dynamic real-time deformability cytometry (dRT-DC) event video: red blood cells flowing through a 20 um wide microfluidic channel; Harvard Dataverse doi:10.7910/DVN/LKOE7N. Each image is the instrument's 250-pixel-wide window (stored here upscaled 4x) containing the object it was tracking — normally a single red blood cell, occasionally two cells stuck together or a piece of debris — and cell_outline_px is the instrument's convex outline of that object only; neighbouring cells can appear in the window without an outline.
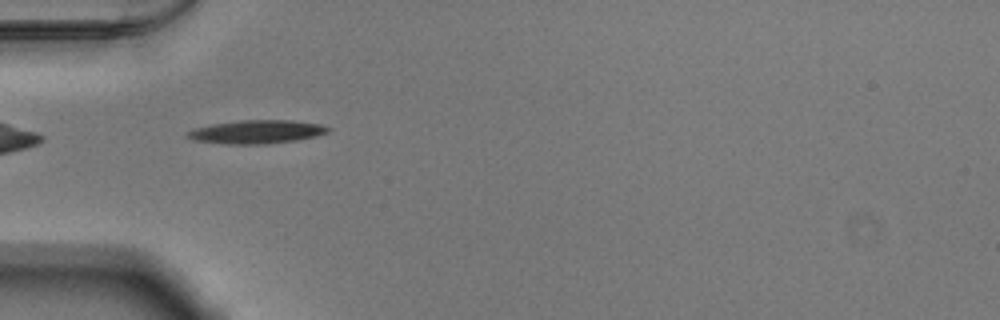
{"species": "Egyptian fruit bat (a non-hibernating species)", "species_latin": "Rousettus aegyptiacus", "temperature_condition": "warm", "stored_images_in_passage": 38, "camera_frame_rate_fps": 3000, "um_per_image_px": 0.085, "animal": {"sex": "male"}, "frame": {"image": 1, "passage_image": 2, "time_ms": 0.333, "image_size_px": [1000, 320], "cell_outline_px": [[332, 128], [328, 132], [316, 136], [296, 140], [268, 144], [228, 144], [192, 140], [184, 136], [192, 128], [212, 124], [240, 120], [292, 120], [320, 124]], "centroid_in_image_um": [21.8, 11.2], "position_along_channel_um": 63.2, "area_um2": 19.36}}
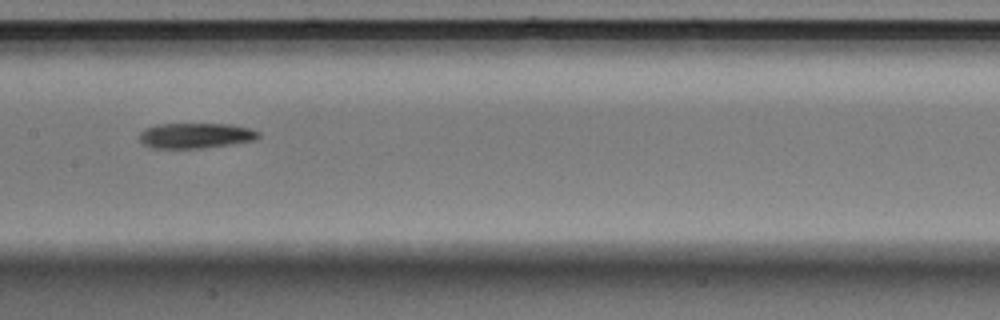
{"frame": {"image": 2, "passage_image": 12, "time_ms": 3.667, "image_size_px": [1000, 320], "cell_outline_px": [[260, 136], [252, 140], [232, 144], [204, 148], [152, 148], [144, 144], [140, 140], [140, 132], [144, 128], [156, 124], [232, 124], [248, 128], [260, 132]], "centroid_in_image_um": [16.6, 11.52], "position_along_channel_um": 190.8, "area_um2": 17.57}}
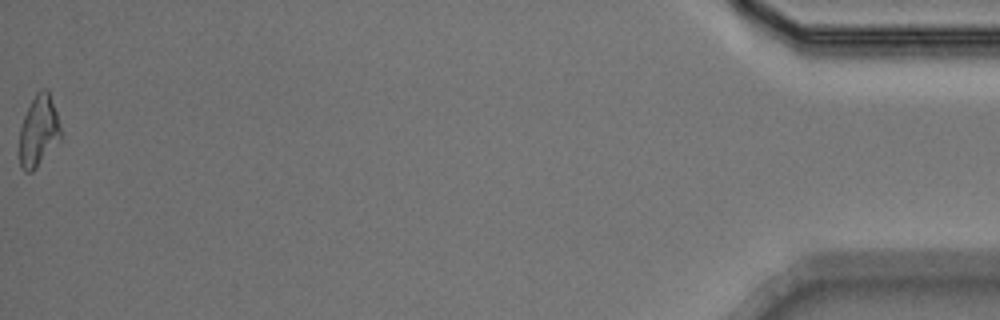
{"frame": {"image": 3, "passage_image": 38, "time_ms": 12.333, "image_size_px": [1000, 320], "cell_outline_px": [[64, 132], [60, 140], [36, 168], [32, 172], [24, 172], [20, 168], [20, 128], [24, 116], [36, 92], [40, 88], [48, 88]], "centroid_in_image_um": [3.32, 11.12], "position_along_channel_um": 431.9, "area_um2": 17.46}, "authors_computed_cell_mechanics": {"area_um2": 17.5712, "velocity_mm_per_s": 3.8679, "shape_relaxation_time_tau1_ms": 5.6317, "shape_relaxation_time_tau2_ms": null, "deformation_change_tau1": 0.1782, "deformation_change_tau2": null}}